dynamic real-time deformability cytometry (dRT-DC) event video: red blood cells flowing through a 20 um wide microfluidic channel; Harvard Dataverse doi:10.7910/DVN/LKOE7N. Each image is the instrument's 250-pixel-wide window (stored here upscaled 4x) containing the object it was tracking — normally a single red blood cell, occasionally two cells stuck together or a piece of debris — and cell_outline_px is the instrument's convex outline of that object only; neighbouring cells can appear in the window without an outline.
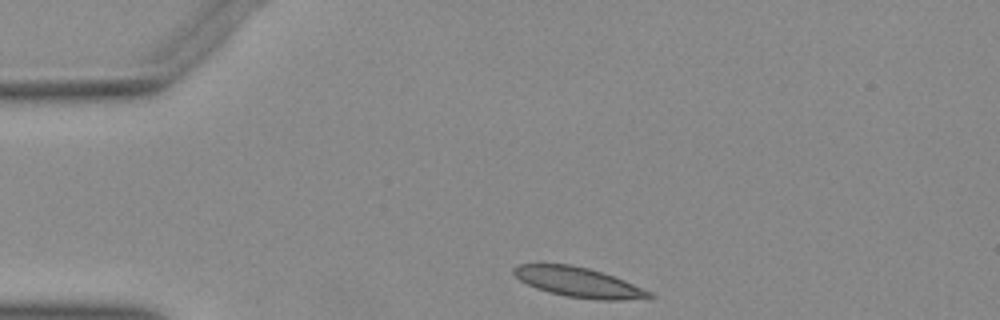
{"species": "Egyptian fruit bat (a non-hibernating species)", "species_latin": "Rousettus aegyptiacus", "temperature_condition": "warm", "stored_images_in_passage": 33, "camera_frame_rate_fps": 3000, "um_per_image_px": 0.085, "animal": {"sex": "female"}, "frame": {"image": 1, "passage_image": 1, "time_ms": 0.0, "image_size_px": [1000, 320], "cell_outline_px": [[656, 296], [620, 300], [600, 300], [568, 296], [548, 292], [536, 288], [520, 280], [512, 272], [512, 268], [516, 264], [572, 264], [588, 268], [624, 280], [652, 292]], "centroid_in_image_um": [49.14, 23.98], "position_along_channel_um": 35.9, "area_um2": 23.29}}
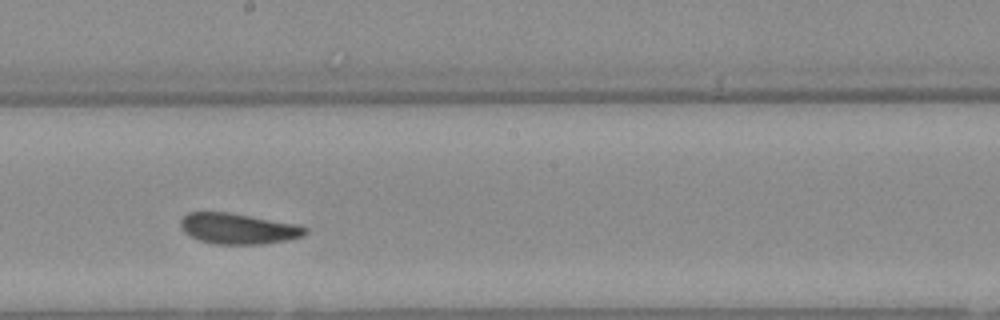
{"frame": {"image": 2, "passage_image": 19, "time_ms": 6.0, "image_size_px": [1000, 320], "cell_outline_px": [[308, 232], [304, 236], [288, 240], [264, 244], [212, 244], [188, 236], [180, 228], [180, 220], [188, 212], [228, 212], [300, 224], [308, 228]], "centroid_in_image_um": [20.27, 19.43], "position_along_channel_um": 227.9, "area_um2": 22.72}}
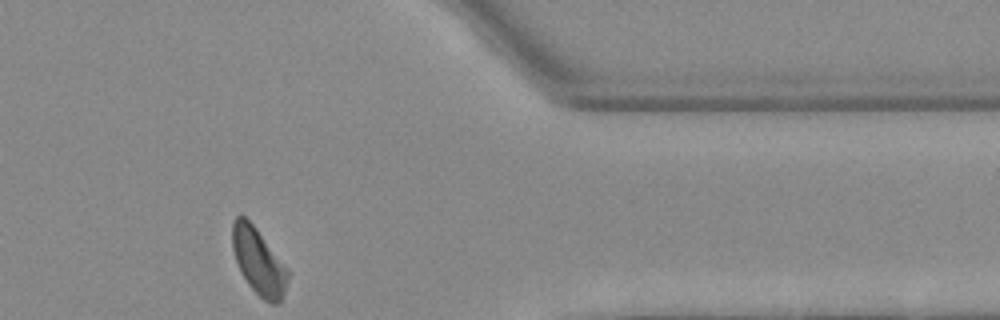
{"frame": {"image": 3, "passage_image": 33, "time_ms": 10.667, "image_size_px": [1000, 320], "cell_outline_px": [[288, 276], [284, 292], [280, 304], [272, 304], [264, 300], [248, 284], [236, 260], [232, 248], [232, 224], [236, 216], [240, 212], [256, 228], [288, 268]], "centroid_in_image_um": [21.98, 22.21], "position_along_channel_um": 389.4, "area_um2": 21.21}}